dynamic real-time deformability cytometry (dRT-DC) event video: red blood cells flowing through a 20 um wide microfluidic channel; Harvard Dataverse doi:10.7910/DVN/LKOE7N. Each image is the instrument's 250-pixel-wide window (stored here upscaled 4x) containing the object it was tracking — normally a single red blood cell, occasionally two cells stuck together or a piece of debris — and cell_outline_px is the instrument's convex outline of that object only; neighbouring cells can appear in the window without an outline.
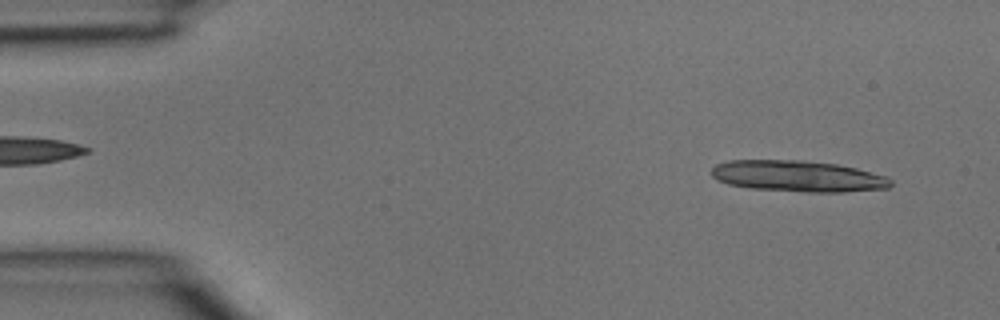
{"species": "common noctule bat (a hibernating species)", "species_latin": "Nyctalus noctula", "temperature_condition": "room temperature", "stored_images_in_passage": 2, "segment_of_instrument_passage": [2, 2], "camera_frame_rate_fps": 3000, "um_per_image_px": 0.085, "animal": {"sex": "male", "body_mass_g": 15.6}, "frame": {"image": 1, "passage_image": 2, "time_ms": 0.333, "image_size_px": [1000, 320], "cell_outline_px": [[892, 184], [888, 188], [844, 192], [808, 192], [752, 188], [728, 184], [712, 176], [712, 168], [716, 164], [728, 160], [800, 160], [836, 164], [856, 168], [888, 176], [892, 180]], "centroid_in_image_um": [67.86, 14.97], "position_along_channel_um": 17.1, "area_um2": 32.54}}